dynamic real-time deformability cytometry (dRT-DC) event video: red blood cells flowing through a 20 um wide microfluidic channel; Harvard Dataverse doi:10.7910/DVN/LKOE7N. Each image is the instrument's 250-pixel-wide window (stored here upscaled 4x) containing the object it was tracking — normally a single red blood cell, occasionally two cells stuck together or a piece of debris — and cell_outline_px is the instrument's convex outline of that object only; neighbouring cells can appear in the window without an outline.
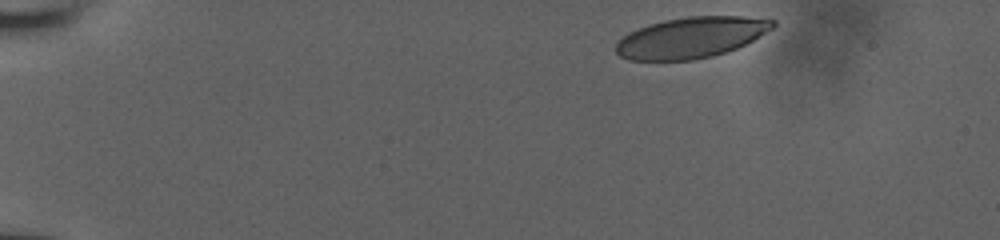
{"species": "human", "species_latin": "Homo sapiens", "temperature_condition": "room temperature", "stored_images_in_passage": 16, "camera_frame_rate_fps": 3000, "um_per_image_px": 0.085, "donor": {"sex": "male"}, "frame": {"image": 1, "passage_image": 1, "time_ms": 0.0, "image_size_px": [1000, 240], "cell_outline_px": [[776, 24], [772, 28], [752, 40], [736, 48], [712, 56], [692, 60], [628, 60], [620, 56], [616, 52], [616, 44], [628, 32], [664, 20], [688, 16], [744, 16], [776, 20]], "centroid_in_image_um": [58.74, 3.18], "position_along_channel_um": 26.3, "area_um2": 36.99}}
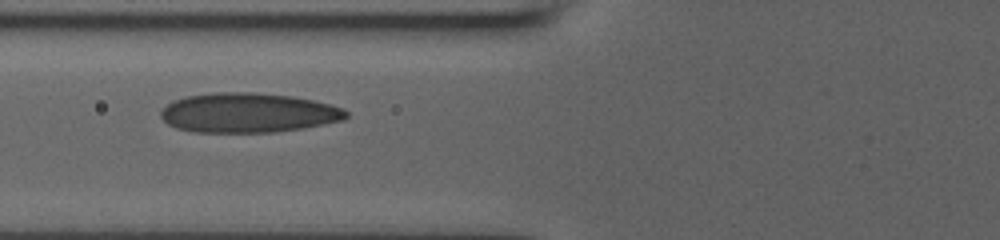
{"frame": {"image": 2, "passage_image": 7, "time_ms": 5.0, "image_size_px": [1000, 240], "cell_outline_px": [[348, 116], [344, 120], [304, 128], [276, 132], [196, 132], [176, 128], [168, 124], [160, 116], [160, 112], [172, 100], [184, 96], [212, 92], [252, 92], [292, 96], [312, 100], [344, 108], [348, 112]], "centroid_in_image_um": [21.09, 9.58], "position_along_channel_um": 104.7, "area_um2": 43.0}}
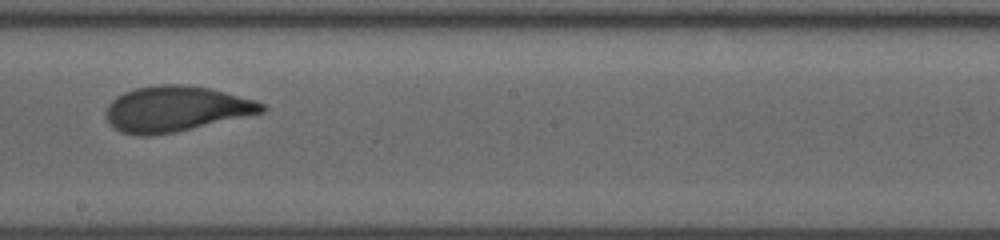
{"frame": {"image": 3, "passage_image": 14, "time_ms": 8.333, "image_size_px": [1000, 240], "cell_outline_px": [[268, 108], [264, 112], [176, 132], [148, 136], [140, 136], [120, 132], [108, 120], [108, 104], [116, 96], [124, 92], [136, 88], [160, 84], [180, 84], [208, 88], [256, 100], [264, 104]], "centroid_in_image_um": [14.97, 9.25], "position_along_channel_um": 233.2, "area_um2": 40.98}}